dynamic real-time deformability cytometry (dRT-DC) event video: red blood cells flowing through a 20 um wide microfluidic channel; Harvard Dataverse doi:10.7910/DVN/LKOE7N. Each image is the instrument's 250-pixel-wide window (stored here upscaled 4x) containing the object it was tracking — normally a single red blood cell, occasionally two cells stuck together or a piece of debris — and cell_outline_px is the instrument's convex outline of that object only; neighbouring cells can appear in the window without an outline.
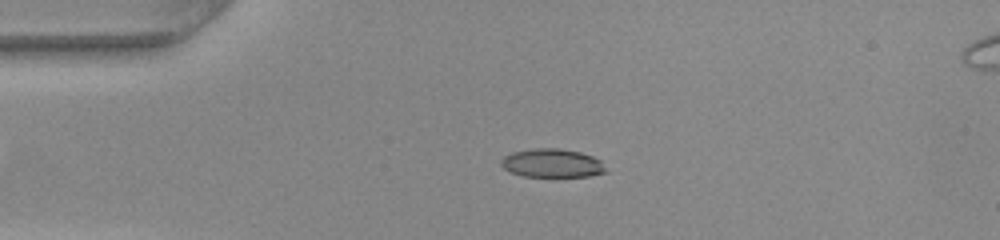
{"species": "common noctule bat (a hibernating species)", "species_latin": "Nyctalus noctula", "temperature_condition": "warm", "stored_images_in_passage": 41, "camera_frame_rate_fps": 3000, "um_per_image_px": 0.085, "animal": {"sex": "female", "body_mass_g": 22.0, "forearm_length_mm": 56.7}, "frame": {"image": 1, "passage_image": 3, "time_ms": 0.667, "image_size_px": [1000, 240], "cell_outline_px": [[608, 172], [588, 176], [524, 176], [512, 172], [504, 168], [500, 164], [500, 160], [504, 156], [512, 152], [536, 148], [560, 148], [580, 152], [592, 156], [600, 160]], "centroid_in_image_um": [46.93, 13.86], "position_along_channel_um": 38.1, "area_um2": 17.34}}
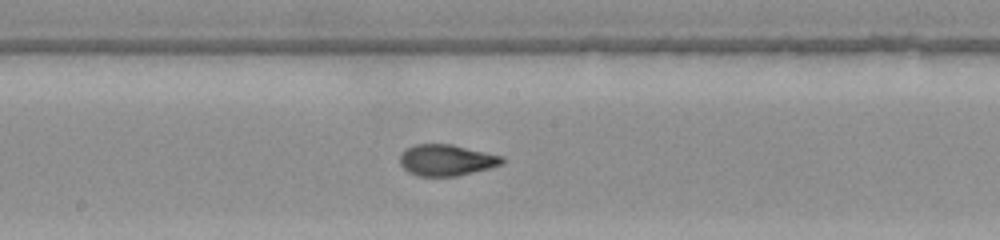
{"frame": {"image": 2, "passage_image": 18, "time_ms": 5.667, "image_size_px": [1000, 240], "cell_outline_px": [[504, 164], [456, 176], [416, 176], [408, 172], [400, 164], [400, 152], [416, 144], [452, 144], [504, 156]], "centroid_in_image_um": [37.95, 13.61], "position_along_channel_um": 210.3, "area_um2": 18.67}}
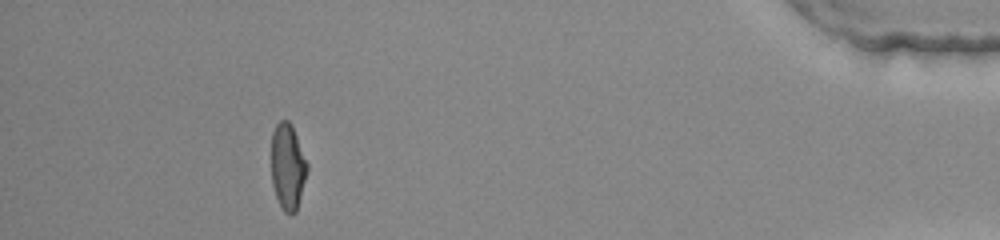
{"frame": {"image": 3, "passage_image": 37, "time_ms": 12.0, "image_size_px": [1000, 240], "cell_outline_px": [[308, 168], [296, 212], [292, 216], [284, 212], [276, 196], [272, 184], [272, 132], [276, 124], [280, 120], [288, 120], [292, 124], [308, 164]], "centroid_in_image_um": [24.46, 14.15], "position_along_channel_um": 410.7, "area_um2": 17.98}, "authors_computed_cell_mechanics": {"area_um2": 18.3226, "velocity_mm_per_s": 4.11, "shape_relaxation_time_tau1_ms": null, "shape_relaxation_time_tau2_ms": 0.8582, "deformation_change_tau1": null, "deformation_change_tau2": 0.0703}}